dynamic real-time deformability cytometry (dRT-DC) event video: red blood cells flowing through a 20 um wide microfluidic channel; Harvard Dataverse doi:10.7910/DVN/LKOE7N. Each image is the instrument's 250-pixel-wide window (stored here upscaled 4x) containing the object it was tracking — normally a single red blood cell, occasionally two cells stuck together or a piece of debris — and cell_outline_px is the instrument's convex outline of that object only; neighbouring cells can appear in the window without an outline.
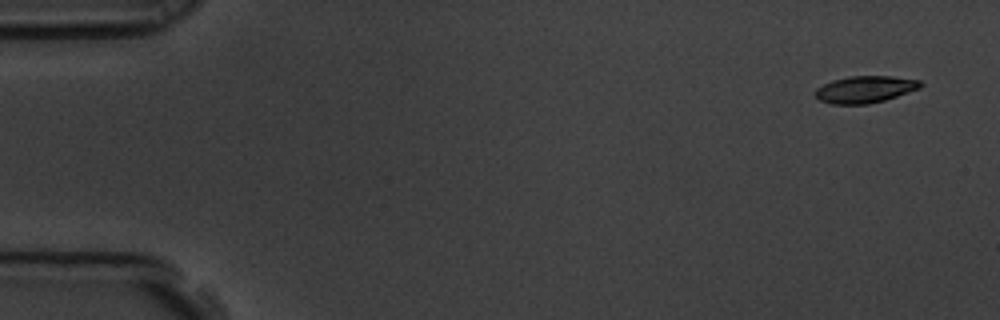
{"species": "common noctule bat (a hibernating species)", "species_latin": "Nyctalus noctula", "temperature_condition": "room temperature", "stored_images_in_passage": 5, "camera_frame_rate_fps": 3000, "um_per_image_px": 0.085, "animal": {"sex": "male", "body_mass_g": 19.5, "forearm_length_mm": 54.6}, "frame": {"image": 1, "passage_image": 1, "time_ms": 0.0, "image_size_px": [1000, 320], "cell_outline_px": [[924, 84], [920, 88], [884, 100], [868, 104], [832, 104], [820, 100], [812, 92], [816, 88], [832, 80], [848, 76], [892, 76], [920, 80]], "centroid_in_image_um": [73.51, 7.59], "position_along_channel_um": 11.5, "area_um2": 16.53}}